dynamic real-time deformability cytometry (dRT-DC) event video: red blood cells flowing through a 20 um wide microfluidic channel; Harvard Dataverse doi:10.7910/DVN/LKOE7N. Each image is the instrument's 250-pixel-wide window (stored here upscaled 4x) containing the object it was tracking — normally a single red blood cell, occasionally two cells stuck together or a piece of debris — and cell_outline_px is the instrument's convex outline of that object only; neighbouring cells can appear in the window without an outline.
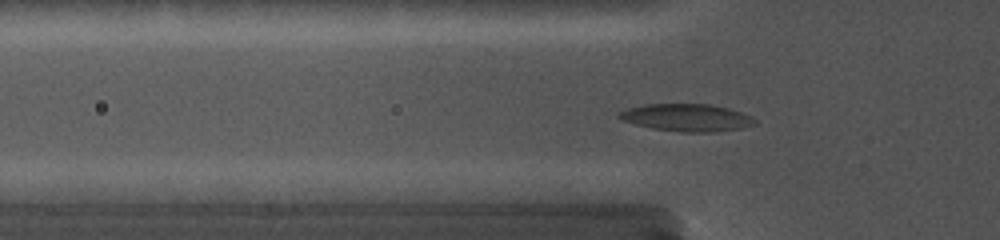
{"species": "common noctule bat (a hibernating species)", "species_latin": "Nyctalus noctula", "temperature_condition": "cold", "stored_images_in_passage": 35, "camera_frame_rate_fps": 5000, "um_per_image_px": 0.085, "animal": {"sex": "female", "body_mass_g": 19.0, "forearm_length_mm": 56.7}, "frame": {"image": 1, "passage_image": 2, "time_ms": 0.2, "image_size_px": [1000, 240], "cell_outline_px": [[756, 124], [740, 128], [712, 132], [684, 132], [652, 128], [620, 120], [616, 116], [620, 112], [628, 108], [644, 104], [708, 104], [728, 108], [752, 116], [756, 120]], "centroid_in_image_um": [58.36, 9.99], "position_along_channel_um": 67.4, "area_um2": 21.56}}
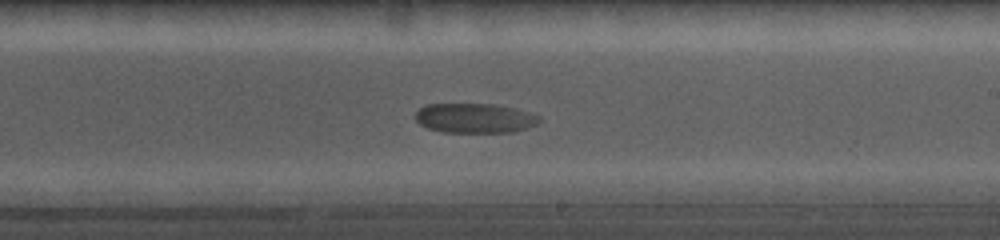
{"frame": {"image": 2, "passage_image": 17, "time_ms": 5.4, "image_size_px": [1000, 240], "cell_outline_px": [[540, 120], [536, 124], [512, 132], [440, 132], [428, 128], [420, 124], [416, 120], [416, 112], [424, 104], [492, 104], [516, 108], [540, 116]], "centroid_in_image_um": [40.32, 10.04], "position_along_channel_um": 248.7, "area_um2": 21.33}}
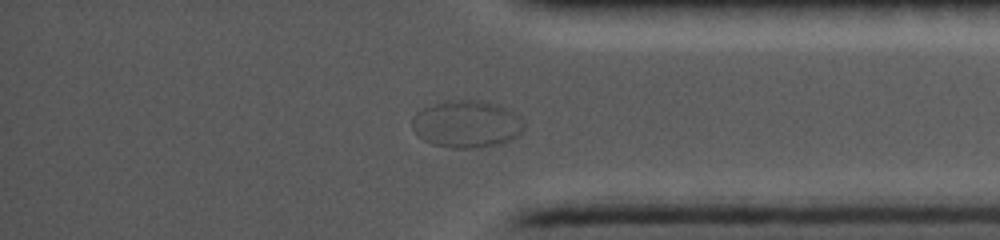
{"frame": {"image": 3, "passage_image": 28, "time_ms": 9.6, "image_size_px": [1000, 240], "cell_outline_px": [[524, 128], [516, 136], [500, 144], [476, 148], [452, 148], [432, 144], [424, 140], [412, 128], [412, 116], [420, 108], [448, 100], [480, 100], [496, 104], [520, 116], [524, 120]], "centroid_in_image_um": [39.64, 10.54], "position_along_channel_um": 395.6, "area_um2": 30.81}}